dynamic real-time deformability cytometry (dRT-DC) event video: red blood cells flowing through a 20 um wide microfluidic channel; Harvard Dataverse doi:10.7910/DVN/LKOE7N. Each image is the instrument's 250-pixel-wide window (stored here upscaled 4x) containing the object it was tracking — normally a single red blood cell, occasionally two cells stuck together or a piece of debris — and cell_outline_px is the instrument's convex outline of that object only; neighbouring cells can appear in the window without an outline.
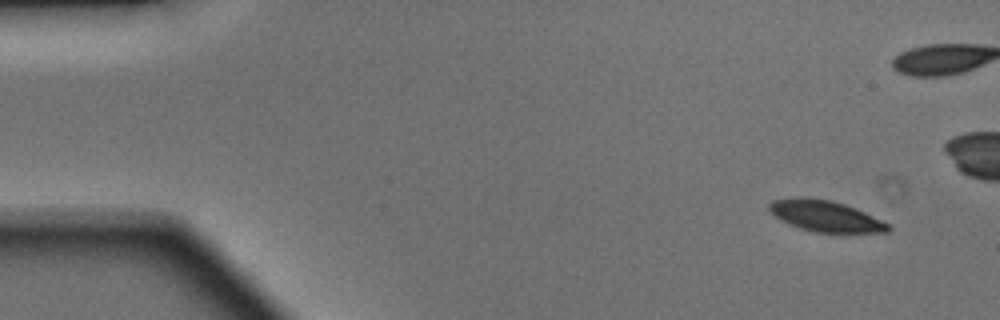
{"species": "Egyptian fruit bat (a non-hibernating species)", "species_latin": "Rousettus aegyptiacus", "temperature_condition": "warm", "stored_images_in_passage": 47, "camera_frame_rate_fps": 3000, "um_per_image_px": 0.085, "animal": {"sex": "male"}, "frame": {"image": 1, "passage_image": 1, "time_ms": 0.0, "image_size_px": [1000, 320], "cell_outline_px": [[892, 228], [888, 232], [816, 232], [800, 228], [788, 224], [780, 220], [768, 208], [768, 204], [772, 200], [800, 196], [804, 196], [832, 200], [856, 208], [888, 224]], "centroid_in_image_um": [70.12, 18.34], "position_along_channel_um": 14.9, "area_um2": 21.44}}
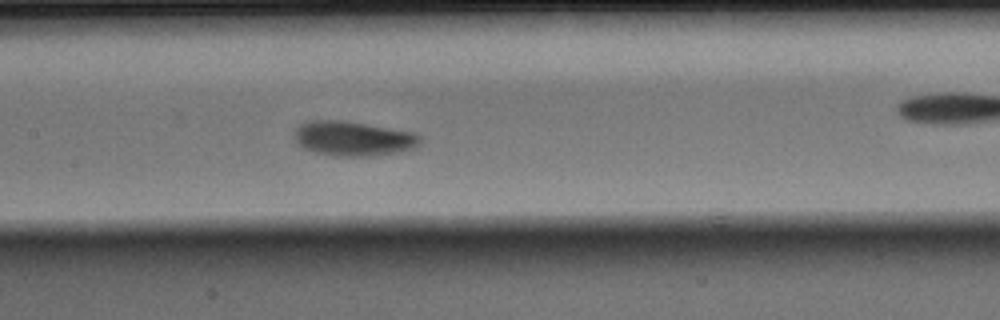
{"frame": {"image": 2, "passage_image": 21, "time_ms": 6.667, "image_size_px": [1000, 320], "cell_outline_px": [[420, 144], [416, 148], [376, 156], [332, 156], [316, 152], [304, 148], [296, 144], [292, 136], [296, 128], [300, 124], [312, 120], [344, 120], [416, 132], [420, 136]], "centroid_in_image_um": [30.01, 11.77], "position_along_channel_um": 177.4, "area_um2": 25.84}}
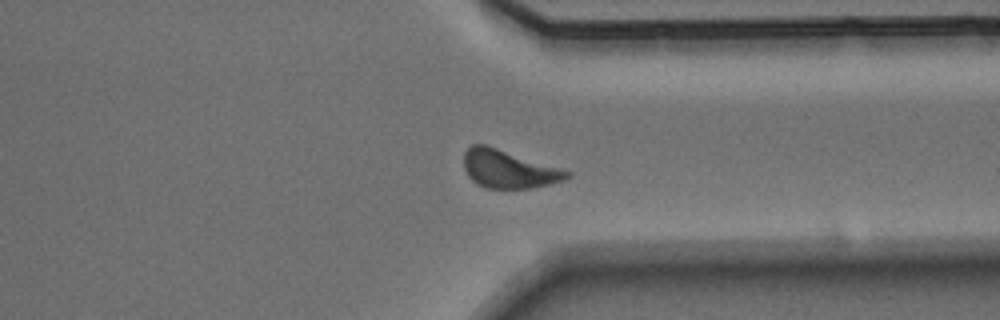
{"frame": {"image": 3, "passage_image": 35, "time_ms": 11.333, "image_size_px": [1000, 320], "cell_outline_px": [[572, 176], [564, 180], [532, 188], [484, 188], [476, 184], [468, 176], [464, 168], [464, 152], [472, 144], [484, 144], [572, 172]], "centroid_in_image_um": [43.21, 14.38], "position_along_channel_um": 368.2, "area_um2": 22.66}, "authors_computed_cell_mechanics": {"area_um2": 22.7732, "velocity_mm_per_s": 4.1023, "shape_relaxation_time_tau1_ms": 1.3661, "shape_relaxation_time_tau2_ms": null, "deformation_change_tau1": 0.0972, "deformation_change_tau2": null}}